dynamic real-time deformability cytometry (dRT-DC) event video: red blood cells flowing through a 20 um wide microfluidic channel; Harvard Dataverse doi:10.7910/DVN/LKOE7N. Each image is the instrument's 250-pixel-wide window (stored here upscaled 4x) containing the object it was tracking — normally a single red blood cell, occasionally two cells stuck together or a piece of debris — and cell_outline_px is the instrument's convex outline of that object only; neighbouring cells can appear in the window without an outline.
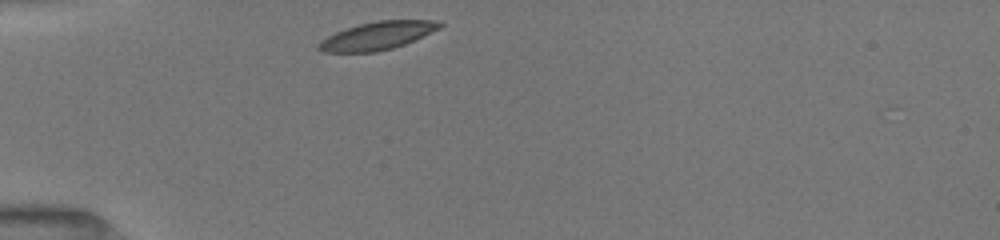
{"species": "common noctule bat (a hibernating species)", "species_latin": "Nyctalus noctula", "temperature_condition": "room temperature", "stored_images_in_passage": 10, "camera_frame_rate_fps": 3000, "um_per_image_px": 0.085, "animal": {"sex": "female", "body_mass_g": 19.5, "forearm_length_mm": 54.1}, "frame": {"image": 1, "passage_image": 1, "time_ms": 0.0, "image_size_px": [1000, 240], "cell_outline_px": [[444, 24], [440, 28], [404, 44], [392, 48], [376, 52], [324, 52], [316, 48], [316, 44], [320, 40], [336, 32], [360, 24], [380, 20], [432, 20]], "centroid_in_image_um": [32.04, 3.04], "position_along_channel_um": 53.0, "area_um2": 19.48}}
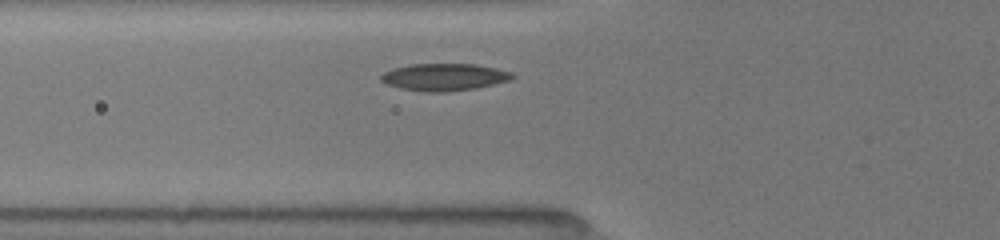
{"frame": {"image": 2, "passage_image": 8, "time_ms": 1.333, "image_size_px": [1000, 240], "cell_outline_px": [[516, 76], [508, 80], [476, 88], [444, 92], [428, 92], [400, 88], [388, 84], [380, 80], [380, 76], [384, 72], [392, 68], [408, 64], [476, 64], [496, 68], [512, 72]], "centroid_in_image_um": [37.74, 6.54], "position_along_channel_um": 88.1, "area_um2": 20.75}}